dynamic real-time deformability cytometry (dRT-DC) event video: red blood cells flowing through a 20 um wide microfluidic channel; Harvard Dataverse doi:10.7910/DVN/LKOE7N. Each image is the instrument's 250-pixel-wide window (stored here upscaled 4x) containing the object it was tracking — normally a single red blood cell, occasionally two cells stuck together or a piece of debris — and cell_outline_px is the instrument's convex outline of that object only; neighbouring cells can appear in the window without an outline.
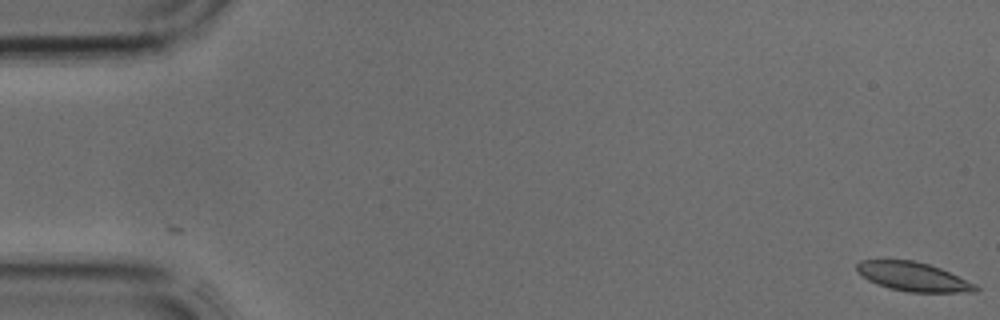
{"species": "common noctule bat (a hibernating species)", "species_latin": "Nyctalus noctula", "temperature_condition": "cold", "stored_images_in_passage": 3, "segment_of_instrument_passage": [2, 2], "camera_frame_rate_fps": 3000, "um_per_image_px": 0.085, "animal": {"sex": "male", "body_mass_g": 17.9, "forearm_length_mm": 54.2}, "frame": {"image": 1, "passage_image": 3, "time_ms": 0.667, "image_size_px": [1000, 320], "cell_outline_px": [[980, 288], [976, 292], [908, 292], [888, 288], [876, 284], [868, 280], [856, 272], [856, 264], [860, 260], [912, 260], [928, 264], [940, 268], [976, 284]], "centroid_in_image_um": [77.6, 23.52], "position_along_channel_um": 7.4, "area_um2": 20.11}}